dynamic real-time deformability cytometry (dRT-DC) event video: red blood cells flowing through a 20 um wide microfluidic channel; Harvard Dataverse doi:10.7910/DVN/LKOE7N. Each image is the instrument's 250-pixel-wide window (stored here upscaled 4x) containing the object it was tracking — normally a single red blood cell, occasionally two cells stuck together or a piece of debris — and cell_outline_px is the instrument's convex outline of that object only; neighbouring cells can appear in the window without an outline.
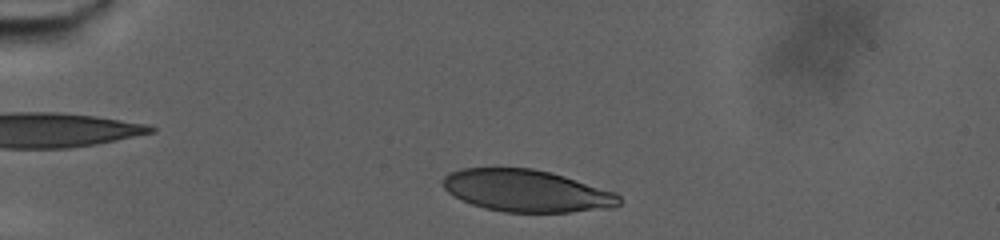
{"species": "human", "species_latin": "Homo sapiens", "temperature_condition": "warm", "stored_images_in_passage": 33, "camera_frame_rate_fps": 3000, "um_per_image_px": 0.085, "donor": {"sex": "male"}, "frame": {"image": 1, "passage_image": 5, "time_ms": 1.333, "image_size_px": [1000, 240], "cell_outline_px": [[620, 204], [616, 208], [572, 212], [504, 212], [484, 208], [472, 204], [448, 192], [444, 188], [444, 176], [448, 172], [460, 168], [532, 168], [564, 176], [616, 192], [620, 196]], "centroid_in_image_um": [44.8, 16.22], "position_along_channel_um": 40.2, "area_um2": 43.23}}
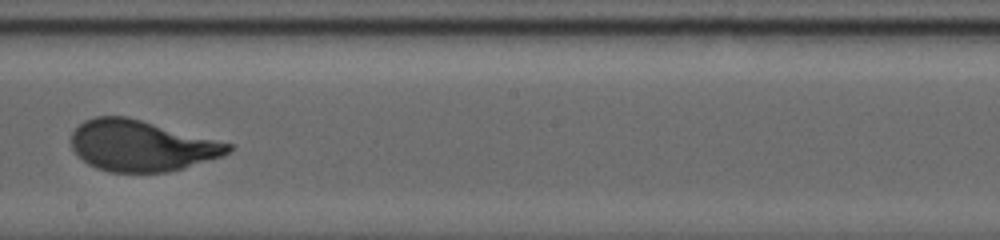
{"frame": {"image": 2, "passage_image": 20, "time_ms": 6.333, "image_size_px": [1000, 240], "cell_outline_px": [[232, 152], [220, 156], [168, 172], [108, 172], [96, 168], [88, 164], [72, 148], [72, 132], [84, 120], [96, 116], [128, 116], [232, 144]], "centroid_in_image_um": [12.0, 12.38], "position_along_channel_um": 236.2, "area_um2": 46.24}}
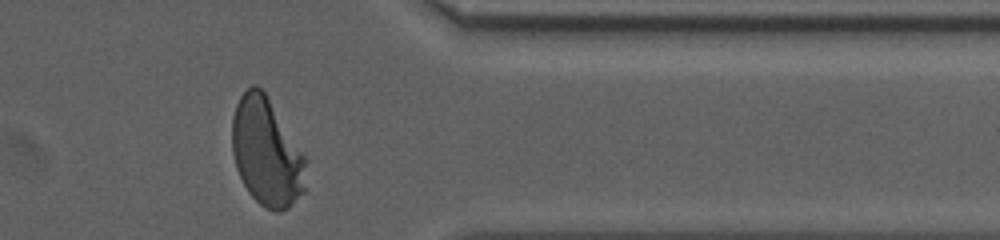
{"frame": {"image": 3, "passage_image": 32, "time_ms": 10.333, "image_size_px": [1000, 240], "cell_outline_px": [[308, 160], [304, 192], [288, 208], [280, 212], [276, 212], [264, 208], [248, 192], [236, 168], [232, 152], [232, 116], [236, 104], [240, 96], [252, 84], [256, 84], [264, 92]], "centroid_in_image_um": [22.66, 12.97], "position_along_channel_um": 388.7, "area_um2": 46.59}}